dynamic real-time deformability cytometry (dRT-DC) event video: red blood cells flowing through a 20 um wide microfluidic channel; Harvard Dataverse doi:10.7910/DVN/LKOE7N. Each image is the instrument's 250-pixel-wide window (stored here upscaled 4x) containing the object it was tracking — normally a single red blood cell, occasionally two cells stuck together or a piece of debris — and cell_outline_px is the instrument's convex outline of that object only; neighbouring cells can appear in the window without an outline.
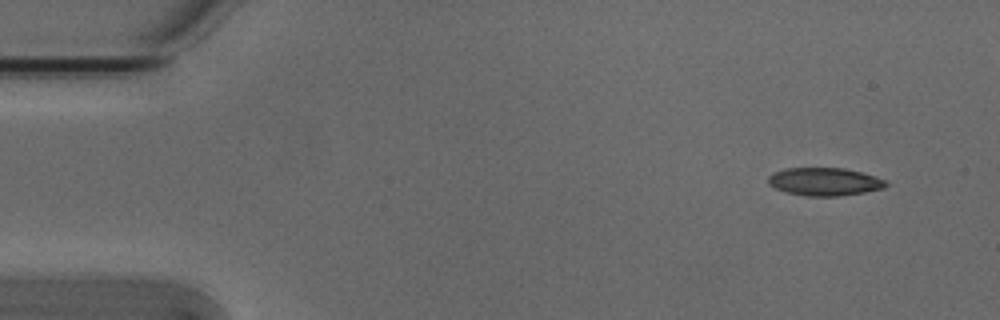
{"species": "Egyptian fruit bat (a non-hibernating species)", "species_latin": "Rousettus aegyptiacus", "temperature_condition": "cold", "stored_images_in_passage": 6, "segment_of_instrument_passage": [2, 2], "camera_frame_rate_fps": 3000, "um_per_image_px": 0.085, "animal": {"sex": "male"}, "frame": {"image": 1, "passage_image": 6, "time_ms": 1.667, "image_size_px": [1000, 320], "cell_outline_px": [[888, 184], [884, 188], [864, 192], [836, 196], [808, 196], [784, 192], [768, 184], [768, 176], [772, 172], [784, 168], [844, 168], [860, 172], [888, 180]], "centroid_in_image_um": [70.06, 15.44], "position_along_channel_um": 14.9, "area_um2": 19.25}}